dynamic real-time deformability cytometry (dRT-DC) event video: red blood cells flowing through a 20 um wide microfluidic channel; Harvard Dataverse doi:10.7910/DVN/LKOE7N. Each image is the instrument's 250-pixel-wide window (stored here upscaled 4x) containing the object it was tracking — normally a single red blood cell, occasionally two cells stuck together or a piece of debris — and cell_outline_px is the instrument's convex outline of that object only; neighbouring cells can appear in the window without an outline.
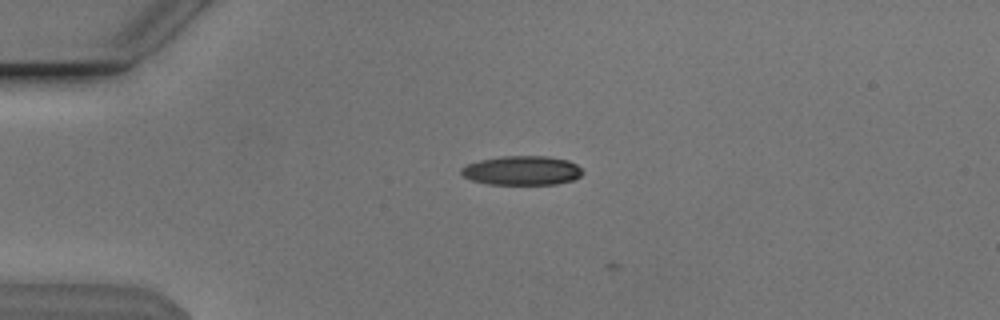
{"species": "Egyptian fruit bat (a non-hibernating species)", "species_latin": "Rousettus aegyptiacus", "temperature_condition": "cold", "stored_images_in_passage": 3, "camera_frame_rate_fps": 3000, "um_per_image_px": 0.085, "animal": {"sex": "male"}, "frame": {"image": 1, "passage_image": 1, "time_ms": 0.0, "image_size_px": [1000, 320], "cell_outline_px": [[584, 172], [580, 176], [572, 180], [556, 184], [488, 184], [472, 180], [464, 176], [460, 172], [460, 168], [468, 164], [480, 160], [500, 156], [548, 156], [568, 160], [576, 164]], "centroid_in_image_um": [44.37, 14.49], "position_along_channel_um": 40.6, "area_um2": 20.63}}